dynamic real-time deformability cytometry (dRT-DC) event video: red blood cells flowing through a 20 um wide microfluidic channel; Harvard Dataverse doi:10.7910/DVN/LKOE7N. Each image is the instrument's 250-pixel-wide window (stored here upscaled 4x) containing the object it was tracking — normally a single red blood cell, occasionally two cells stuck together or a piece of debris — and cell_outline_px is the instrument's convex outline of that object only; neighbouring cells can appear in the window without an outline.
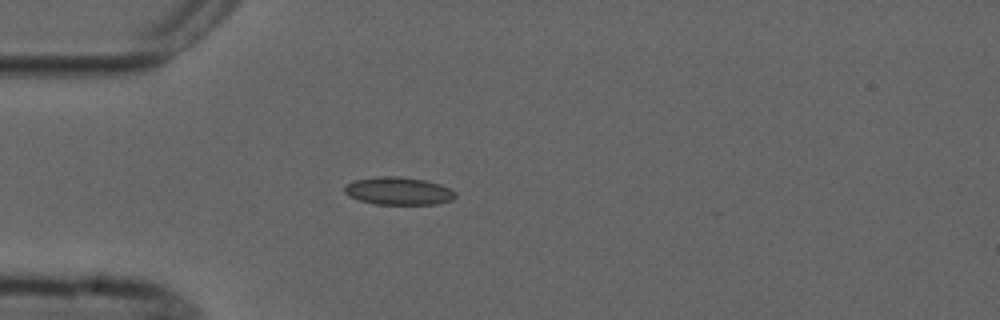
{"species": "common noctule bat (a hibernating species)", "species_latin": "Nyctalus noctula", "temperature_condition": "cold", "stored_images_in_passage": 4, "camera_frame_rate_fps": 3000, "um_per_image_px": 0.085, "animal": {"sex": "male", "forearm_length_mm": 52.5}, "frame": {"image": 1, "passage_image": 3, "time_ms": 3.333, "image_size_px": [1000, 320], "cell_outline_px": [[456, 196], [452, 200], [436, 204], [376, 204], [360, 200], [348, 196], [344, 192], [344, 184], [352, 180], [376, 176], [400, 176], [424, 180], [440, 184], [452, 188], [456, 192]], "centroid_in_image_um": [33.86, 16.22], "position_along_channel_um": 51.1, "area_um2": 18.21}}